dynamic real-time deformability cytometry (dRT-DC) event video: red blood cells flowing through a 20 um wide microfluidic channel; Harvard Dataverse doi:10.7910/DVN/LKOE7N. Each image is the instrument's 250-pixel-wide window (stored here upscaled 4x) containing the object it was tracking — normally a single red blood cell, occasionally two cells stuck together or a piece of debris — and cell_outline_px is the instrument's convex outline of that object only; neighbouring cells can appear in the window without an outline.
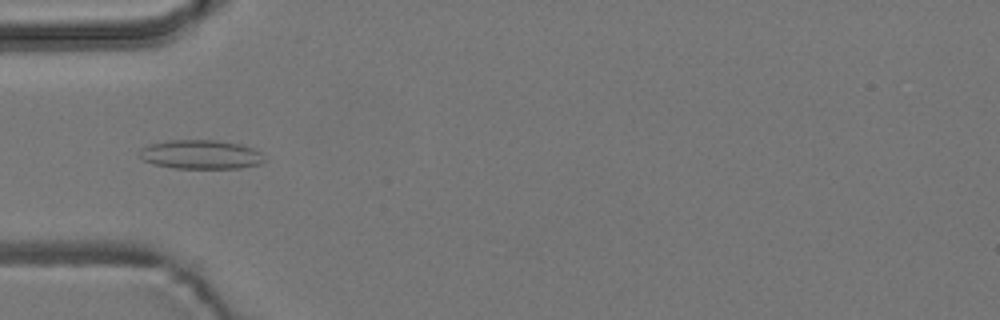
{"species": "common noctule bat (a hibernating species)", "species_latin": "Nyctalus noctula", "temperature_condition": "room temperature", "stored_images_in_passage": 46, "camera_frame_rate_fps": 3000, "um_per_image_px": 0.085, "animal": {"sex": "male", "body_mass_g": 19.2, "forearm_length_mm": 51.8}, "frame": {"image": 1, "passage_image": 18, "time_ms": 5.667, "image_size_px": [1000, 320], "cell_outline_px": [[268, 160], [260, 164], [240, 168], [172, 168], [152, 164], [136, 156], [136, 152], [140, 148], [152, 144], [168, 140], [216, 140], [240, 144], [252, 148], [260, 152]], "centroid_in_image_um": [17.04, 13.14], "position_along_channel_um": 68.0, "area_um2": 21.44}}
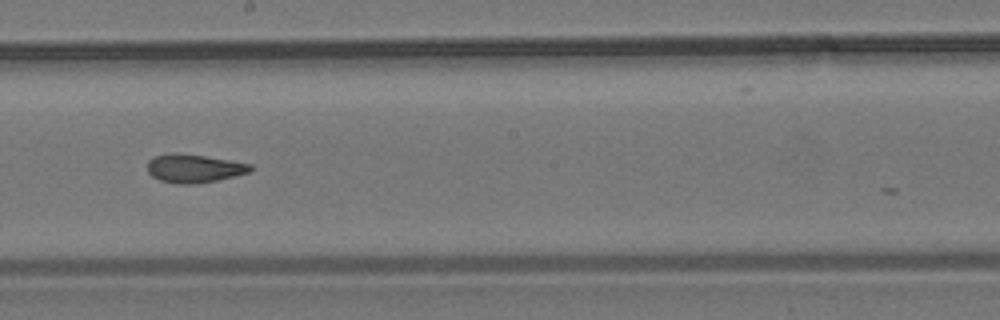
{"frame": {"image": 2, "passage_image": 31, "time_ms": 10.0, "image_size_px": [1000, 320], "cell_outline_px": [[252, 168], [248, 172], [236, 176], [196, 184], [176, 184], [160, 180], [152, 176], [148, 172], [148, 160], [152, 156], [168, 152], [176, 152], [232, 160], [252, 164]], "centroid_in_image_um": [16.46, 14.3], "position_along_channel_um": 231.7, "area_um2": 17.28}}
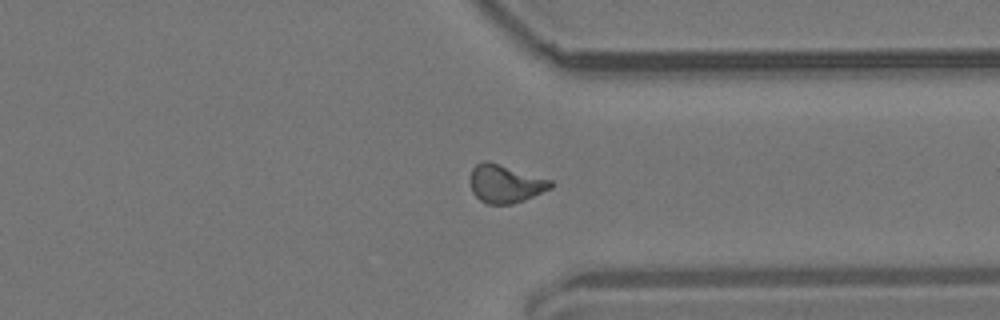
{"frame": {"image": 3, "passage_image": 42, "time_ms": 13.667, "image_size_px": [1000, 320], "cell_outline_px": [[552, 188], [524, 200], [512, 204], [488, 204], [480, 200], [472, 192], [472, 168], [476, 164], [484, 160], [488, 160], [552, 180]], "centroid_in_image_um": [42.97, 15.61], "position_along_channel_um": 368.4, "area_um2": 17.74}}